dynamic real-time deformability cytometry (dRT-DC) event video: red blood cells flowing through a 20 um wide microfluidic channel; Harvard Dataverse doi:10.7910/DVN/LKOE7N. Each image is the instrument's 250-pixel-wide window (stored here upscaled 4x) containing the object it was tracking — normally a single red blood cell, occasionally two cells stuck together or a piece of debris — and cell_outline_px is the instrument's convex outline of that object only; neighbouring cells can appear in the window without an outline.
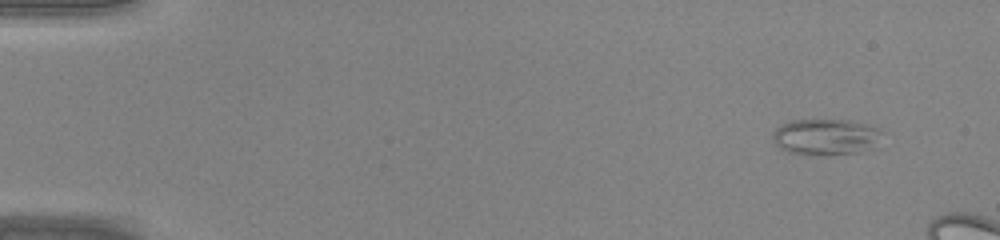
{"species": "common noctule bat (a hibernating species)", "species_latin": "Nyctalus noctula", "temperature_condition": "warm", "stored_images_in_passage": 10, "camera_frame_rate_fps": 3000, "um_per_image_px": 0.085, "animal": {"sex": "male", "body_mass_g": 20.0, "forearm_length_mm": 53.3}, "frame": {"image": 1, "passage_image": 2, "time_ms": 0.333, "image_size_px": [1000, 240], "cell_outline_px": [[884, 132], [880, 148], [860, 152], [788, 152], [780, 148], [772, 140], [772, 132], [780, 124], [788, 120], [848, 120], [880, 128]], "centroid_in_image_um": [70.28, 11.59], "position_along_channel_um": 14.7, "area_um2": 22.89}}